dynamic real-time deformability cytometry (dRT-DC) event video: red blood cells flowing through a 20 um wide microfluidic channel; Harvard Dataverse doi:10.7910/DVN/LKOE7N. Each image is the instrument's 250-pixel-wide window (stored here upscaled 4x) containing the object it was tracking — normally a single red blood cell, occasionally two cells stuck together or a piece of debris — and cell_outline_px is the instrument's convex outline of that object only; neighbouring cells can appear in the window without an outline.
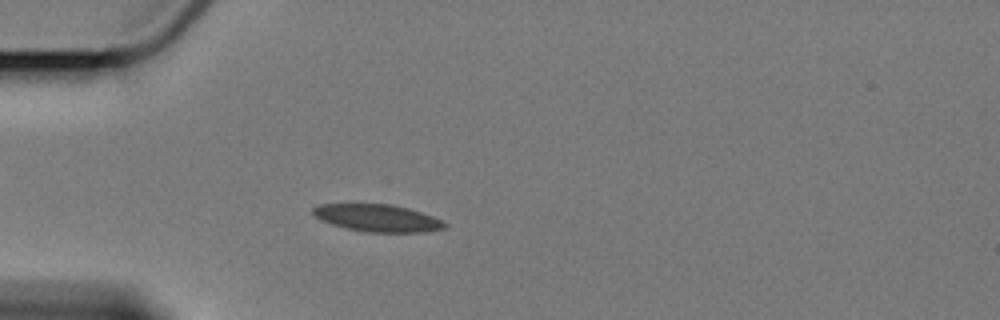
{"species": "Egyptian fruit bat (a non-hibernating species)", "species_latin": "Rousettus aegyptiacus", "temperature_condition": "cold", "stored_images_in_passage": 3, "camera_frame_rate_fps": 3000, "um_per_image_px": 0.085, "animal": {"sex": "female"}, "frame": {"image": 1, "passage_image": 2, "time_ms": 1.333, "image_size_px": [1000, 320], "cell_outline_px": [[448, 224], [444, 228], [428, 232], [364, 232], [332, 224], [320, 220], [312, 212], [312, 208], [320, 204], [392, 204], [408, 208], [432, 216]], "centroid_in_image_um": [32.09, 18.53], "position_along_channel_um": 52.9, "area_um2": 20.81}}